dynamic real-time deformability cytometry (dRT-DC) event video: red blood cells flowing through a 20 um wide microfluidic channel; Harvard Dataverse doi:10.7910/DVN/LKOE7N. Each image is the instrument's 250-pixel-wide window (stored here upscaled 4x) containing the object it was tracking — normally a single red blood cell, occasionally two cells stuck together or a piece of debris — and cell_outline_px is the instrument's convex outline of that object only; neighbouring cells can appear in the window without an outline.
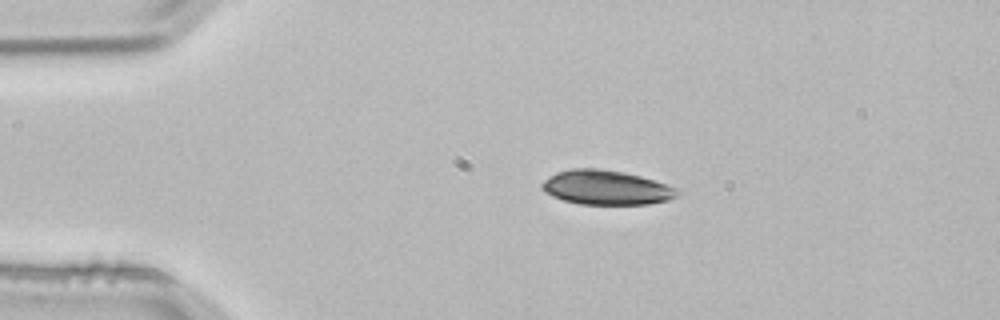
{"species": "common noctule bat (a hibernating species)", "species_latin": "Nyctalus noctula", "temperature_condition": "room temperature", "stored_images_in_passage": 2, "segment_of_instrument_passage": [1, 2], "camera_frame_rate_fps": 3000, "um_per_image_px": 0.085, "animal": {"sex": "male", "body_mass_g": 21.5, "forearm_length_mm": 52.0}, "frame": {"image": 1, "passage_image": 1, "time_ms": 0.0, "image_size_px": [1000, 320], "cell_outline_px": [[680, 192], [676, 196], [668, 200], [648, 204], [580, 204], [564, 200], [552, 196], [544, 192], [540, 188], [540, 184], [544, 180], [556, 172], [568, 168], [600, 168], [624, 172], [640, 176], [676, 188]], "centroid_in_image_um": [51.47, 15.93], "position_along_channel_um": 33.5, "area_um2": 27.17}}